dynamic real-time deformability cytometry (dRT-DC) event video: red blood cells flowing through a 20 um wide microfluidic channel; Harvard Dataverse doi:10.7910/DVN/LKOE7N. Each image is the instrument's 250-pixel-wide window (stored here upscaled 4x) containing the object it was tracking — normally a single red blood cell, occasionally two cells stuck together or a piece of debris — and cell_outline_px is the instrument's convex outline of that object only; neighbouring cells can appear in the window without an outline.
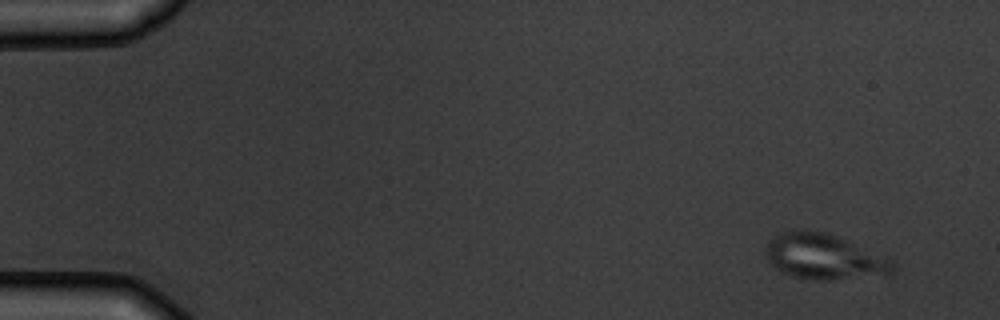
{"species": "common noctule bat (a hibernating species)", "species_latin": "Nyctalus noctula", "temperature_condition": "warm", "stored_images_in_passage": 7, "camera_frame_rate_fps": 3000, "um_per_image_px": 0.085, "animal": {"sex": "male", "body_mass_g": 19.5, "forearm_length_mm": 54.6}, "frame": {"image": 1, "passage_image": 1, "time_ms": 0.0, "image_size_px": [1000, 320], "cell_outline_px": [[896, 268], [888, 276], [832, 280], [812, 280], [792, 276], [776, 268], [768, 260], [764, 252], [764, 248], [772, 236], [780, 232], [796, 228], [800, 228], [824, 232], [836, 236], [888, 256], [896, 264]], "centroid_in_image_um": [70.09, 21.82], "position_along_channel_um": 14.9, "area_um2": 34.62}}